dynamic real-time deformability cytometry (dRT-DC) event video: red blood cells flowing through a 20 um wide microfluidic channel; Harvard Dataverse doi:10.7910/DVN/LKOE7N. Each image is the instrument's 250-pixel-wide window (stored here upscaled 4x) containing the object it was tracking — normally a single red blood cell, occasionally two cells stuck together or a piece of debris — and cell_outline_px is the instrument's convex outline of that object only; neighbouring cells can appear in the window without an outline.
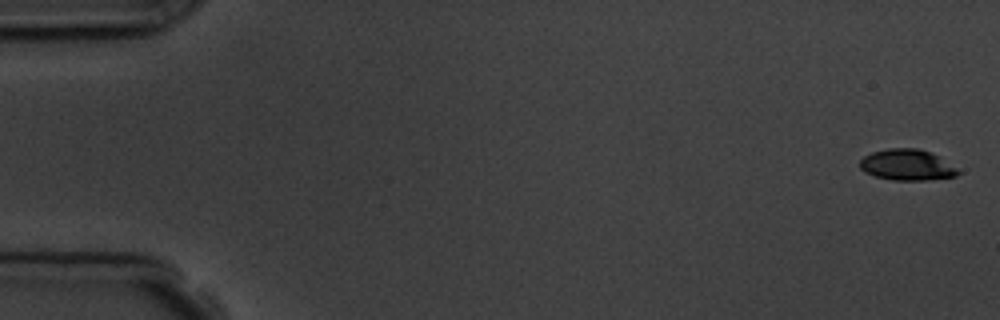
{"species": "common noctule bat (a hibernating species)", "species_latin": "Nyctalus noctula", "temperature_condition": "room temperature", "stored_images_in_passage": 7, "camera_frame_rate_fps": 3000, "um_per_image_px": 0.085, "animal": {"sex": "male", "body_mass_g": 19.5, "forearm_length_mm": 54.6}, "frame": {"image": 1, "passage_image": 1, "time_ms": 0.0, "image_size_px": [1000, 320], "cell_outline_px": [[964, 172], [956, 176], [924, 180], [892, 180], [876, 176], [864, 172], [860, 168], [860, 160], [864, 156], [872, 152], [888, 148], [920, 148], [940, 156]], "centroid_in_image_um": [77.14, 14.01], "position_along_channel_um": 7.9, "area_um2": 17.98}}
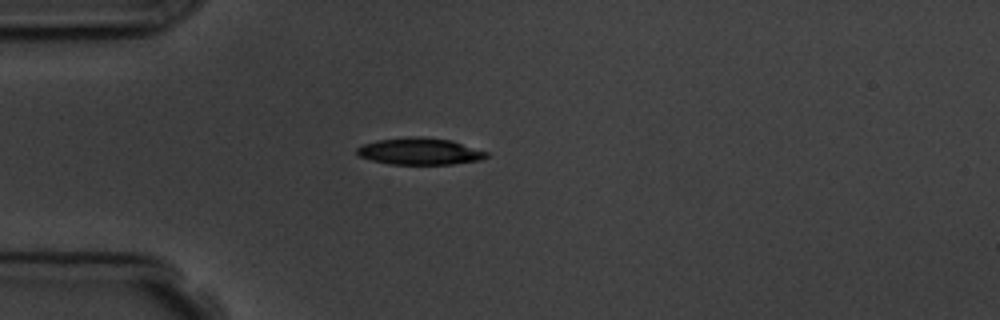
{"frame": {"image": 2, "passage_image": 5, "time_ms": 4.667, "image_size_px": [1000, 320], "cell_outline_px": [[488, 156], [480, 160], [452, 164], [388, 164], [372, 160], [360, 156], [356, 152], [356, 148], [364, 144], [376, 140], [416, 136], [420, 136], [452, 140], [488, 152]], "centroid_in_image_um": [35.69, 12.86], "position_along_channel_um": 49.3, "area_um2": 20.17}}